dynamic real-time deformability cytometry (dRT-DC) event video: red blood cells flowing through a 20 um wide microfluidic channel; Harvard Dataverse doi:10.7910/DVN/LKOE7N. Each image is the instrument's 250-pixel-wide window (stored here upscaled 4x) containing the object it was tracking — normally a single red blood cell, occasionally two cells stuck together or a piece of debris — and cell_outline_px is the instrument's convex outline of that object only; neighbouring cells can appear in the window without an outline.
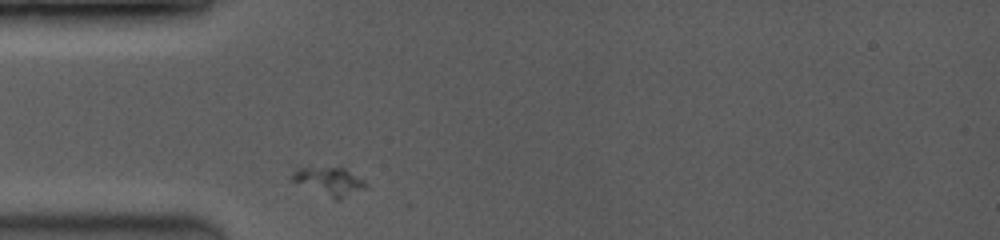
{"species": "common noctule bat (a hibernating species)", "species_latin": "Nyctalus noctula", "temperature_condition": "room temperature", "stored_images_in_passage": 1, "camera_frame_rate_fps": 3500, "um_per_image_px": 0.085, "animal": {"sex": "female", "body_mass_g": 19.0, "forearm_length_mm": 53.3}, "frame": {"image": 1, "passage_image": 1, "time_ms": 0.0, "image_size_px": [1000, 240], "cell_outline_px": [[368, 184], [364, 188], [340, 200], [332, 200], [292, 180], [288, 176], [296, 168], [344, 168], [364, 180]], "centroid_in_image_um": [27.97, 15.43], "position_along_channel_um": 57.0, "area_um2": 12.02}}